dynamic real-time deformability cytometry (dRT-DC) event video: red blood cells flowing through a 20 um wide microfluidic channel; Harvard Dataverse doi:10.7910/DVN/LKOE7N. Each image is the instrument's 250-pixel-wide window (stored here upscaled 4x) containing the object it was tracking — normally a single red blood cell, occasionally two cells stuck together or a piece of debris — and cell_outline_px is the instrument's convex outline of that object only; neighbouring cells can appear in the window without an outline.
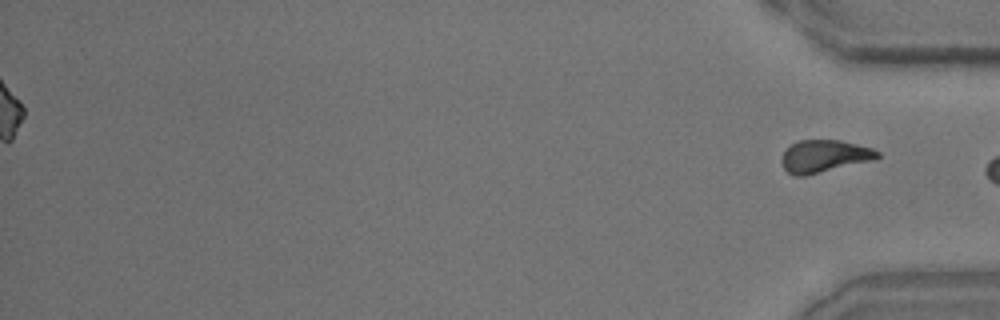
{"species": "common noctule bat (a hibernating species)", "species_latin": "Nyctalus noctula", "temperature_condition": "room temperature", "stored_images_in_passage": 46, "segment_of_instrument_passage": [2, 2], "camera_frame_rate_fps": 3000, "um_per_image_px": 0.085, "animal": {"sex": "male", "body_mass_g": 15.6}, "frame": {"image": 1, "passage_image": 46, "time_ms": 15.0, "image_size_px": [1000, 320], "cell_outline_px": [[880, 156], [876, 160], [804, 176], [796, 176], [788, 172], [784, 168], [780, 160], [784, 152], [792, 144], [800, 140], [840, 140], [872, 148], [880, 152]], "centroid_in_image_um": [70.09, 13.28], "position_along_channel_um": 365.1, "area_um2": 18.15}}